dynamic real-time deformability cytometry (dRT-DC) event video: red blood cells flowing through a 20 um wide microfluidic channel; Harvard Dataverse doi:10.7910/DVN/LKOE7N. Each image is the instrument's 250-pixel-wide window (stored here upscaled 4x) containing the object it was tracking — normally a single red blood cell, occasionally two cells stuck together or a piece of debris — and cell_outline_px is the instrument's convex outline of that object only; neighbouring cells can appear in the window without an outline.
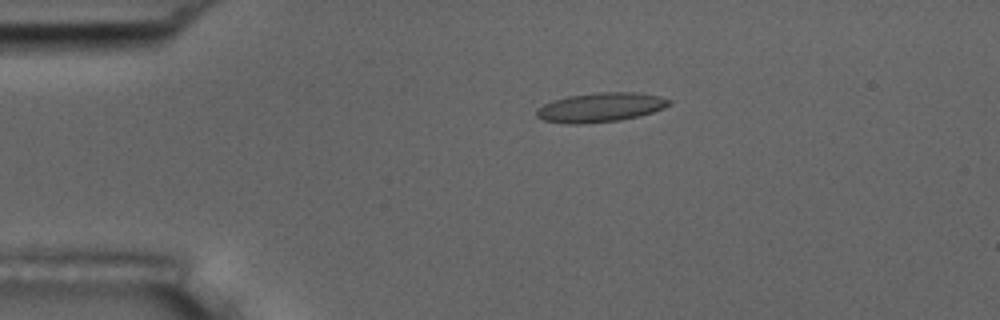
{"species": "common noctule bat (a hibernating species)", "species_latin": "Nyctalus noctula", "temperature_condition": "room temperature", "stored_images_in_passage": 5, "camera_frame_rate_fps": 3000, "um_per_image_px": 0.085, "animal": {"sex": "male", "body_mass_g": 17.5, "forearm_length_mm": 52.3}, "frame": {"image": 1, "passage_image": 4, "time_ms": 3.333, "image_size_px": [1000, 320], "cell_outline_px": [[672, 104], [664, 108], [640, 116], [620, 120], [580, 124], [568, 124], [544, 120], [536, 116], [536, 108], [552, 100], [568, 96], [596, 92], [636, 92], [660, 96], [672, 100]], "centroid_in_image_um": [51.05, 9.12], "position_along_channel_um": 33.9, "area_um2": 22.83}}